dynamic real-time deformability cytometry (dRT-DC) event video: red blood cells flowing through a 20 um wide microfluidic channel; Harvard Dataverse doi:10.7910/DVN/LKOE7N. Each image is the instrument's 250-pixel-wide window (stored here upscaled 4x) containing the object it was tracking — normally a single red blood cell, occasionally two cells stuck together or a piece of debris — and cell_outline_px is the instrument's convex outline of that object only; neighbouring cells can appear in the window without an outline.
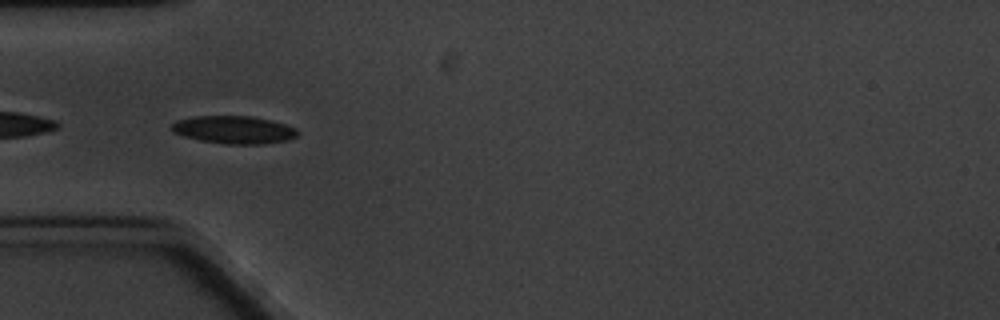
{"species": "common noctule bat (a hibernating species)", "species_latin": "Nyctalus noctula", "temperature_condition": "cold", "stored_images_in_passage": 7, "camera_frame_rate_fps": 3000, "um_per_image_px": 0.085, "animal": {"sex": "male", "body_mass_g": 20.1, "forearm_length_mm": 53.5}, "frame": {"image": 1, "passage_image": 6, "time_ms": 6.0, "image_size_px": [1000, 320], "cell_outline_px": [[300, 132], [296, 136], [288, 140], [264, 144], [224, 144], [200, 140], [184, 136], [172, 132], [168, 128], [176, 120], [196, 116], [252, 116], [284, 124], [296, 128]], "centroid_in_image_um": [19.85, 11.03], "position_along_channel_um": 65.1, "area_um2": 20.46}}